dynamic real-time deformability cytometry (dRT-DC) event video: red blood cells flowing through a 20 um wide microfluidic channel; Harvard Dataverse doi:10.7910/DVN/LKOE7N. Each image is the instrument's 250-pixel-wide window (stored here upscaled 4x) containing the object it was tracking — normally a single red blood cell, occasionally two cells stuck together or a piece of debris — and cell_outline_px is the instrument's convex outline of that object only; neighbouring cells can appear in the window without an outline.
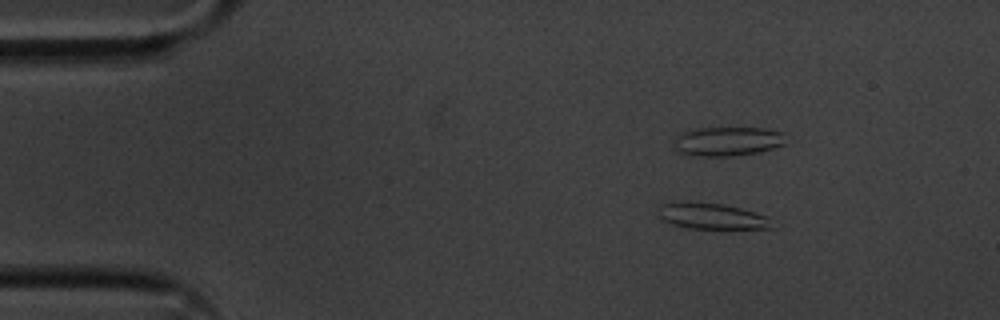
{"species": "common noctule bat (a hibernating species)", "species_latin": "Nyctalus noctula", "temperature_condition": "cold", "stored_images_in_passage": 54, "camera_frame_rate_fps": 3000, "um_per_image_px": 0.085, "animal": {"sex": "male", "body_mass_g": 20.1, "forearm_length_mm": 53.5}, "frame": {"image": 1, "passage_image": 7, "time_ms": 2.0, "image_size_px": [1000, 320], "cell_outline_px": [[776, 228], [688, 228], [672, 224], [664, 220], [660, 216], [660, 204], [688, 200], [724, 204], [740, 208], [768, 216]], "centroid_in_image_um": [60.52, 18.35], "position_along_channel_um": 24.5, "area_um2": 17.28}}